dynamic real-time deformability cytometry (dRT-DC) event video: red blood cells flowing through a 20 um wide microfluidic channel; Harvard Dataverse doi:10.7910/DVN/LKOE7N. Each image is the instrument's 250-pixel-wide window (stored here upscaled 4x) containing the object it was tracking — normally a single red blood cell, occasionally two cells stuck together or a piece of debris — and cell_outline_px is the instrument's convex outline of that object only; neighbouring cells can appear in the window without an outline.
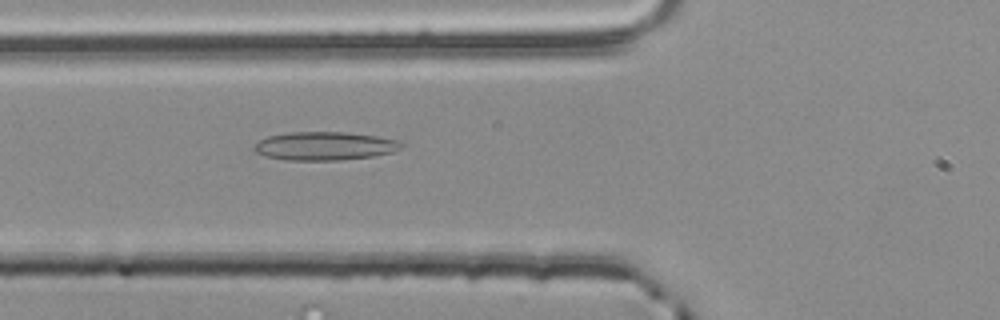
{"species": "common noctule bat (a hibernating species)", "species_latin": "Nyctalus noctula", "temperature_condition": "room temperature", "stored_images_in_passage": 43, "camera_frame_rate_fps": 3000, "um_per_image_px": 0.085, "animal": {"sex": "male", "body_mass_g": 20.4}, "frame": {"image": 1, "passage_image": 12, "time_ms": 3.667, "image_size_px": [1000, 320], "cell_outline_px": [[404, 144], [400, 148], [392, 152], [372, 156], [340, 160], [288, 160], [268, 156], [256, 152], [252, 148], [260, 140], [268, 136], [288, 132], [344, 132], [376, 136], [400, 140]], "centroid_in_image_um": [27.61, 12.4], "position_along_channel_um": 98.2, "area_um2": 24.22}}
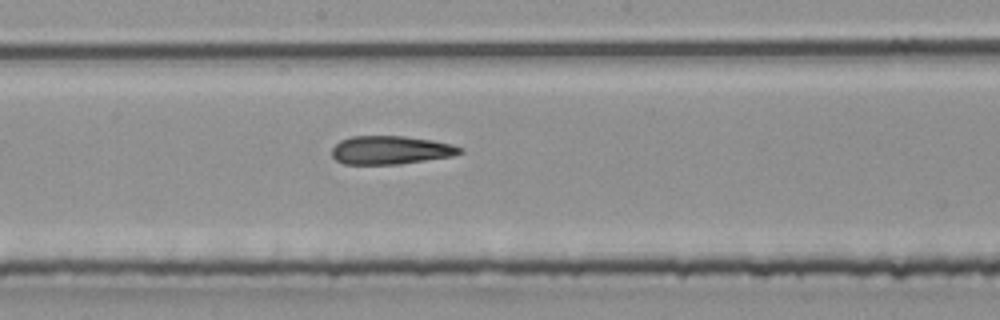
{"frame": {"image": 2, "passage_image": 21, "time_ms": 6.667, "image_size_px": [1000, 320], "cell_outline_px": [[464, 152], [452, 156], [400, 164], [344, 164], [336, 160], [332, 156], [332, 148], [340, 140], [352, 136], [404, 136], [432, 140], [452, 144], [464, 148]], "centroid_in_image_um": [33.22, 12.75], "position_along_channel_um": 215.0, "area_um2": 21.27}}
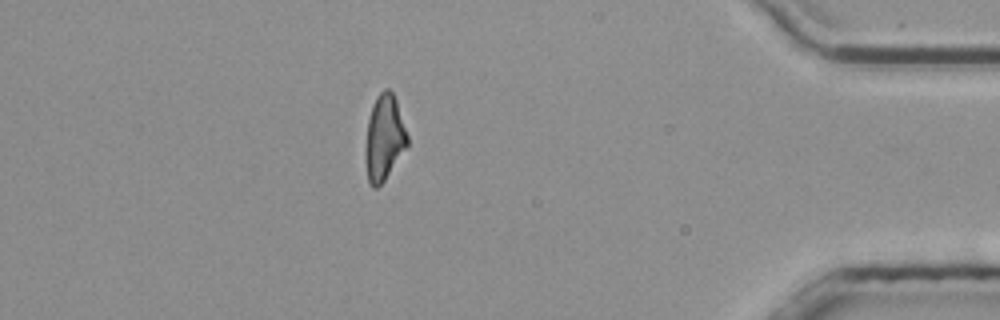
{"frame": {"image": 3, "passage_image": 39, "time_ms": 12.667, "image_size_px": [1000, 320], "cell_outline_px": [[408, 144], [384, 180], [376, 188], [372, 188], [368, 184], [364, 156], [364, 148], [368, 120], [372, 104], [376, 96], [384, 88], [388, 88], [392, 92], [396, 100], [408, 136]], "centroid_in_image_um": [32.62, 11.71], "position_along_channel_um": 402.6, "area_um2": 20.98}}